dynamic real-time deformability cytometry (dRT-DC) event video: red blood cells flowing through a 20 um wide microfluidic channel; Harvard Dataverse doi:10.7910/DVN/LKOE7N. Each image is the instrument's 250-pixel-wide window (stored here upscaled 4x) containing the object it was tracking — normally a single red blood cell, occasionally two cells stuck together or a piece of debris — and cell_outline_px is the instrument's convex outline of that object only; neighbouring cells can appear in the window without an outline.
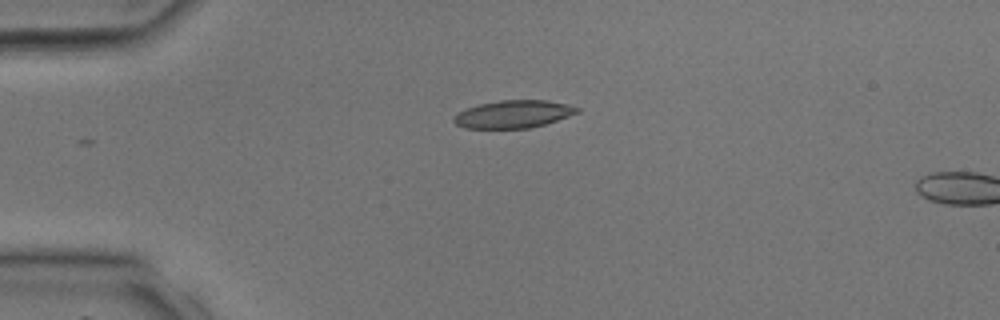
{"species": "common noctule bat (a hibernating species)", "species_latin": "Nyctalus noctula", "temperature_condition": "room temperature", "stored_images_in_passage": 3, "camera_frame_rate_fps": 3000, "um_per_image_px": 0.085, "animal": {"sex": "male", "body_mass_g": 17.9, "forearm_length_mm": 54.2}, "frame": {"image": 1, "passage_image": 2, "time_ms": 1.333, "image_size_px": [1000, 320], "cell_outline_px": [[580, 112], [544, 124], [528, 128], [464, 128], [456, 124], [452, 120], [456, 112], [480, 104], [500, 100], [548, 100], [580, 108]], "centroid_in_image_um": [43.6, 9.7], "position_along_channel_um": 41.4, "area_um2": 19.71}}